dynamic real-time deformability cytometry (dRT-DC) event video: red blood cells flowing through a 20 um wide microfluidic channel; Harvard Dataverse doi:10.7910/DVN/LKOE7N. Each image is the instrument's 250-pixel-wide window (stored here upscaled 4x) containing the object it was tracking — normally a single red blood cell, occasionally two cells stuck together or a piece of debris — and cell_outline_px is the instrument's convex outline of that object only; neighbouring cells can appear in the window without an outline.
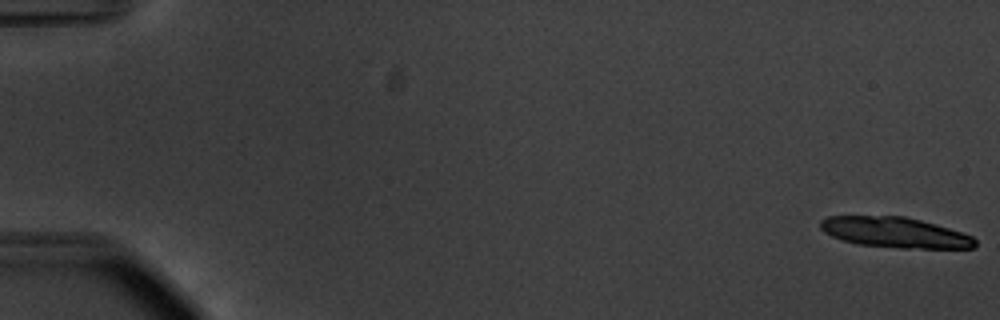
{"species": "common noctule bat (a hibernating species)", "species_latin": "Nyctalus noctula", "temperature_condition": "warm", "stored_images_in_passage": 8, "camera_frame_rate_fps": 3000, "um_per_image_px": 0.085, "animal": {"sex": "male", "body_mass_g": 20.1, "forearm_length_mm": 53.5}, "frame": {"image": 1, "passage_image": 1, "time_ms": 0.0, "image_size_px": [1000, 320], "cell_outline_px": [[976, 248], [900, 248], [856, 244], [832, 236], [824, 232], [820, 228], [820, 220], [828, 216], [904, 216], [936, 224], [972, 236], [976, 240]], "centroid_in_image_um": [76.06, 19.76], "position_along_channel_um": 8.9, "area_um2": 27.4}}